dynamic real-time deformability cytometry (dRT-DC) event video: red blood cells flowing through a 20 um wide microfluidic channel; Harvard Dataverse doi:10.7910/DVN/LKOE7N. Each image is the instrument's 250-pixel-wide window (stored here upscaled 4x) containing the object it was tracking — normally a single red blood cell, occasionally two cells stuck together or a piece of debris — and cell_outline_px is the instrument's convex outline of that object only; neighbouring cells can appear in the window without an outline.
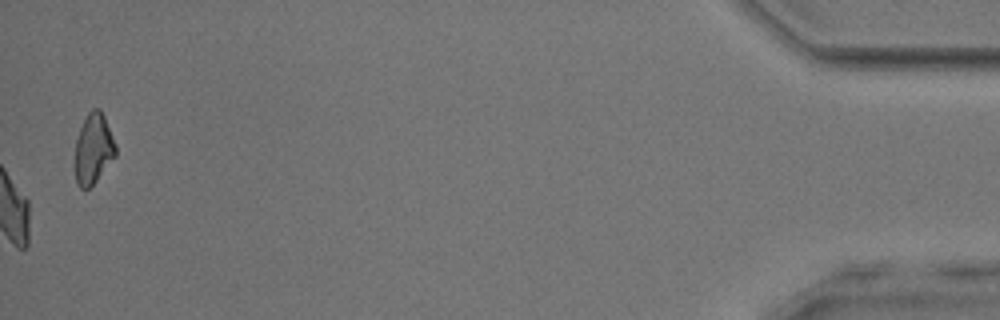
{"species": "common noctule bat (a hibernating species)", "species_latin": "Nyctalus noctula", "temperature_condition": "room temperature", "stored_images_in_passage": 54, "camera_frame_rate_fps": 3000, "um_per_image_px": 0.085, "animal": {"sex": "male", "body_mass_g": 17.9, "forearm_length_mm": 54.2}, "frame": {"image": 1, "passage_image": 54, "time_ms": 17.667, "image_size_px": [1000, 320], "cell_outline_px": [[116, 156], [96, 180], [88, 188], [80, 188], [76, 184], [72, 164], [76, 140], [80, 128], [88, 112], [92, 108], [100, 108], [104, 116], [116, 144]], "centroid_in_image_um": [7.89, 12.67], "position_along_channel_um": 427.3, "area_um2": 17.05}, "authors_computed_cell_mechanics": {"area_um2": 19.4497, "velocity_mm_per_s": 3.9008, "shape_relaxation_time_tau1_ms": 4.8122, "shape_relaxation_time_tau2_ms": 3.4054, "deformation_change_tau1": 0.1545, "deformation_change_tau2": 0.1018}}